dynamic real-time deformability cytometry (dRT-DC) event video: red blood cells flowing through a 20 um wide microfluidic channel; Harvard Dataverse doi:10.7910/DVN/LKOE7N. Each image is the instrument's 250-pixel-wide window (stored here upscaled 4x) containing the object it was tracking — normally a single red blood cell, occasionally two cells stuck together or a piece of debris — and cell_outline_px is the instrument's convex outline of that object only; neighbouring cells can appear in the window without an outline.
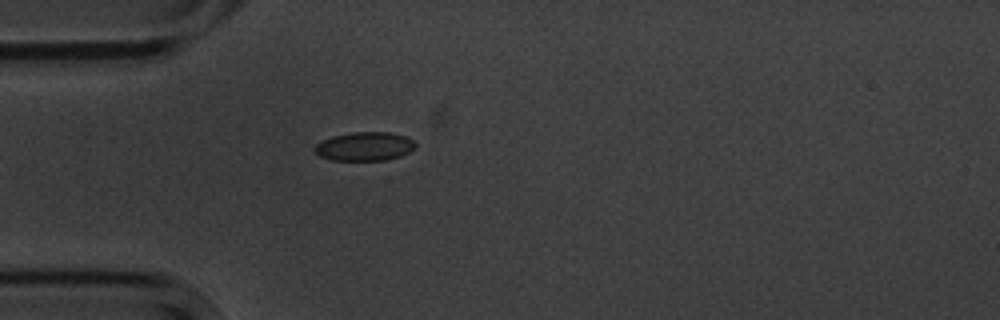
{"species": "common noctule bat (a hibernating species)", "species_latin": "Nyctalus noctula", "temperature_condition": "cold", "stored_images_in_passage": 4, "camera_frame_rate_fps": 3000, "um_per_image_px": 0.085, "animal": {"sex": "male", "body_mass_g": 20.1, "forearm_length_mm": 53.5}, "frame": {"image": 1, "passage_image": 4, "time_ms": 4.333, "image_size_px": [1000, 320], "cell_outline_px": [[416, 148], [400, 156], [384, 160], [332, 160], [320, 156], [312, 148], [316, 144], [332, 136], [352, 132], [388, 132], [404, 136], [412, 140], [416, 144]], "centroid_in_image_um": [30.98, 12.44], "position_along_channel_um": 54.0, "area_um2": 16.76}}